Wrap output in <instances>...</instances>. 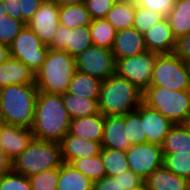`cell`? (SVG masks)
Segmentation results:
<instances>
[{"mask_svg":"<svg viewBox=\"0 0 190 190\" xmlns=\"http://www.w3.org/2000/svg\"><path fill=\"white\" fill-rule=\"evenodd\" d=\"M70 122L61 94L38 91L31 128L35 138L60 143L69 131Z\"/></svg>","mask_w":190,"mask_h":190,"instance_id":"cell-1","label":"cell"},{"mask_svg":"<svg viewBox=\"0 0 190 190\" xmlns=\"http://www.w3.org/2000/svg\"><path fill=\"white\" fill-rule=\"evenodd\" d=\"M37 93L36 84L8 85L0 88L2 122L31 129Z\"/></svg>","mask_w":190,"mask_h":190,"instance_id":"cell-2","label":"cell"},{"mask_svg":"<svg viewBox=\"0 0 190 190\" xmlns=\"http://www.w3.org/2000/svg\"><path fill=\"white\" fill-rule=\"evenodd\" d=\"M143 92L127 79L110 76L102 81L98 104L103 116H121L132 112L142 103Z\"/></svg>","mask_w":190,"mask_h":190,"instance_id":"cell-3","label":"cell"},{"mask_svg":"<svg viewBox=\"0 0 190 190\" xmlns=\"http://www.w3.org/2000/svg\"><path fill=\"white\" fill-rule=\"evenodd\" d=\"M76 71L75 58L64 50L48 49L42 67L35 73L39 92L64 94Z\"/></svg>","mask_w":190,"mask_h":190,"instance_id":"cell-4","label":"cell"},{"mask_svg":"<svg viewBox=\"0 0 190 190\" xmlns=\"http://www.w3.org/2000/svg\"><path fill=\"white\" fill-rule=\"evenodd\" d=\"M62 164L61 144L35 137L28 147L12 161L13 172L27 177L59 168Z\"/></svg>","mask_w":190,"mask_h":190,"instance_id":"cell-5","label":"cell"},{"mask_svg":"<svg viewBox=\"0 0 190 190\" xmlns=\"http://www.w3.org/2000/svg\"><path fill=\"white\" fill-rule=\"evenodd\" d=\"M142 102L173 124H184L190 118V90L171 91L160 86H150L143 92Z\"/></svg>","mask_w":190,"mask_h":190,"instance_id":"cell-6","label":"cell"},{"mask_svg":"<svg viewBox=\"0 0 190 190\" xmlns=\"http://www.w3.org/2000/svg\"><path fill=\"white\" fill-rule=\"evenodd\" d=\"M150 86L169 90H190V67L171 54H159L156 58Z\"/></svg>","mask_w":190,"mask_h":190,"instance_id":"cell-7","label":"cell"},{"mask_svg":"<svg viewBox=\"0 0 190 190\" xmlns=\"http://www.w3.org/2000/svg\"><path fill=\"white\" fill-rule=\"evenodd\" d=\"M159 54L146 51L139 55L116 60L115 74L127 79L140 91L150 87L153 68Z\"/></svg>","mask_w":190,"mask_h":190,"instance_id":"cell-8","label":"cell"},{"mask_svg":"<svg viewBox=\"0 0 190 190\" xmlns=\"http://www.w3.org/2000/svg\"><path fill=\"white\" fill-rule=\"evenodd\" d=\"M9 48L10 57L22 61L36 73L42 67L49 46L43 44L39 37L25 25Z\"/></svg>","mask_w":190,"mask_h":190,"instance_id":"cell-9","label":"cell"},{"mask_svg":"<svg viewBox=\"0 0 190 190\" xmlns=\"http://www.w3.org/2000/svg\"><path fill=\"white\" fill-rule=\"evenodd\" d=\"M76 70L101 81L115 74L116 61L111 50L90 46L75 57Z\"/></svg>","mask_w":190,"mask_h":190,"instance_id":"cell-10","label":"cell"},{"mask_svg":"<svg viewBox=\"0 0 190 190\" xmlns=\"http://www.w3.org/2000/svg\"><path fill=\"white\" fill-rule=\"evenodd\" d=\"M126 157L129 170L143 180L163 165L162 146L149 142L131 145L126 150Z\"/></svg>","mask_w":190,"mask_h":190,"instance_id":"cell-11","label":"cell"},{"mask_svg":"<svg viewBox=\"0 0 190 190\" xmlns=\"http://www.w3.org/2000/svg\"><path fill=\"white\" fill-rule=\"evenodd\" d=\"M26 25L39 37L41 42L49 46L60 25L59 6L44 0Z\"/></svg>","mask_w":190,"mask_h":190,"instance_id":"cell-12","label":"cell"},{"mask_svg":"<svg viewBox=\"0 0 190 190\" xmlns=\"http://www.w3.org/2000/svg\"><path fill=\"white\" fill-rule=\"evenodd\" d=\"M92 45L89 25L68 29L60 24L49 48L53 50H64L75 58Z\"/></svg>","mask_w":190,"mask_h":190,"instance_id":"cell-13","label":"cell"},{"mask_svg":"<svg viewBox=\"0 0 190 190\" xmlns=\"http://www.w3.org/2000/svg\"><path fill=\"white\" fill-rule=\"evenodd\" d=\"M33 138V132L30 128L4 122L0 125V149L12 161L28 147Z\"/></svg>","mask_w":190,"mask_h":190,"instance_id":"cell-14","label":"cell"},{"mask_svg":"<svg viewBox=\"0 0 190 190\" xmlns=\"http://www.w3.org/2000/svg\"><path fill=\"white\" fill-rule=\"evenodd\" d=\"M141 121L147 142L162 145L173 123L160 112L141 103Z\"/></svg>","mask_w":190,"mask_h":190,"instance_id":"cell-15","label":"cell"},{"mask_svg":"<svg viewBox=\"0 0 190 190\" xmlns=\"http://www.w3.org/2000/svg\"><path fill=\"white\" fill-rule=\"evenodd\" d=\"M111 51L115 61L144 53L147 51L144 35L134 27L117 31Z\"/></svg>","mask_w":190,"mask_h":190,"instance_id":"cell-16","label":"cell"},{"mask_svg":"<svg viewBox=\"0 0 190 190\" xmlns=\"http://www.w3.org/2000/svg\"><path fill=\"white\" fill-rule=\"evenodd\" d=\"M143 35L147 51L158 54L173 53L176 37L166 17L149 28Z\"/></svg>","mask_w":190,"mask_h":190,"instance_id":"cell-17","label":"cell"},{"mask_svg":"<svg viewBox=\"0 0 190 190\" xmlns=\"http://www.w3.org/2000/svg\"><path fill=\"white\" fill-rule=\"evenodd\" d=\"M61 144L63 163H70L73 159L98 156L101 151V143L85 140L81 137L67 133Z\"/></svg>","mask_w":190,"mask_h":190,"instance_id":"cell-18","label":"cell"},{"mask_svg":"<svg viewBox=\"0 0 190 190\" xmlns=\"http://www.w3.org/2000/svg\"><path fill=\"white\" fill-rule=\"evenodd\" d=\"M101 147L123 151L131 147L125 132L124 115L105 116Z\"/></svg>","mask_w":190,"mask_h":190,"instance_id":"cell-19","label":"cell"},{"mask_svg":"<svg viewBox=\"0 0 190 190\" xmlns=\"http://www.w3.org/2000/svg\"><path fill=\"white\" fill-rule=\"evenodd\" d=\"M22 84H35V73L32 70L13 57L0 64V88Z\"/></svg>","mask_w":190,"mask_h":190,"instance_id":"cell-20","label":"cell"},{"mask_svg":"<svg viewBox=\"0 0 190 190\" xmlns=\"http://www.w3.org/2000/svg\"><path fill=\"white\" fill-rule=\"evenodd\" d=\"M105 116L101 113L71 119L68 133L85 140L100 142L103 137Z\"/></svg>","mask_w":190,"mask_h":190,"instance_id":"cell-21","label":"cell"},{"mask_svg":"<svg viewBox=\"0 0 190 190\" xmlns=\"http://www.w3.org/2000/svg\"><path fill=\"white\" fill-rule=\"evenodd\" d=\"M148 190H190V181L180 177L164 165L154 170L145 180Z\"/></svg>","mask_w":190,"mask_h":190,"instance_id":"cell-22","label":"cell"},{"mask_svg":"<svg viewBox=\"0 0 190 190\" xmlns=\"http://www.w3.org/2000/svg\"><path fill=\"white\" fill-rule=\"evenodd\" d=\"M161 146L163 154L190 155V131L186 124H173Z\"/></svg>","mask_w":190,"mask_h":190,"instance_id":"cell-23","label":"cell"},{"mask_svg":"<svg viewBox=\"0 0 190 190\" xmlns=\"http://www.w3.org/2000/svg\"><path fill=\"white\" fill-rule=\"evenodd\" d=\"M134 18V0H117L105 17L116 31L133 27Z\"/></svg>","mask_w":190,"mask_h":190,"instance_id":"cell-24","label":"cell"},{"mask_svg":"<svg viewBox=\"0 0 190 190\" xmlns=\"http://www.w3.org/2000/svg\"><path fill=\"white\" fill-rule=\"evenodd\" d=\"M101 84V80L76 70L67 93L88 99H99Z\"/></svg>","mask_w":190,"mask_h":190,"instance_id":"cell-25","label":"cell"},{"mask_svg":"<svg viewBox=\"0 0 190 190\" xmlns=\"http://www.w3.org/2000/svg\"><path fill=\"white\" fill-rule=\"evenodd\" d=\"M57 186V190H93V181L70 164L63 163L59 167Z\"/></svg>","mask_w":190,"mask_h":190,"instance_id":"cell-26","label":"cell"},{"mask_svg":"<svg viewBox=\"0 0 190 190\" xmlns=\"http://www.w3.org/2000/svg\"><path fill=\"white\" fill-rule=\"evenodd\" d=\"M64 106L71 119L99 114L98 99H88L69 93L62 94Z\"/></svg>","mask_w":190,"mask_h":190,"instance_id":"cell-27","label":"cell"},{"mask_svg":"<svg viewBox=\"0 0 190 190\" xmlns=\"http://www.w3.org/2000/svg\"><path fill=\"white\" fill-rule=\"evenodd\" d=\"M177 38L190 32V0H176L172 10L166 17Z\"/></svg>","mask_w":190,"mask_h":190,"instance_id":"cell-28","label":"cell"},{"mask_svg":"<svg viewBox=\"0 0 190 190\" xmlns=\"http://www.w3.org/2000/svg\"><path fill=\"white\" fill-rule=\"evenodd\" d=\"M59 21L68 29H74L78 26L90 25L92 18L85 4L81 3L59 7Z\"/></svg>","mask_w":190,"mask_h":190,"instance_id":"cell-29","label":"cell"},{"mask_svg":"<svg viewBox=\"0 0 190 190\" xmlns=\"http://www.w3.org/2000/svg\"><path fill=\"white\" fill-rule=\"evenodd\" d=\"M89 29L94 46L111 50L117 31L105 18L92 20Z\"/></svg>","mask_w":190,"mask_h":190,"instance_id":"cell-30","label":"cell"},{"mask_svg":"<svg viewBox=\"0 0 190 190\" xmlns=\"http://www.w3.org/2000/svg\"><path fill=\"white\" fill-rule=\"evenodd\" d=\"M100 155L106 170V176L115 177L123 171L129 170L126 151L101 148Z\"/></svg>","mask_w":190,"mask_h":190,"instance_id":"cell-31","label":"cell"},{"mask_svg":"<svg viewBox=\"0 0 190 190\" xmlns=\"http://www.w3.org/2000/svg\"><path fill=\"white\" fill-rule=\"evenodd\" d=\"M69 164L93 182L106 176V170L100 154L98 156L73 159Z\"/></svg>","mask_w":190,"mask_h":190,"instance_id":"cell-32","label":"cell"},{"mask_svg":"<svg viewBox=\"0 0 190 190\" xmlns=\"http://www.w3.org/2000/svg\"><path fill=\"white\" fill-rule=\"evenodd\" d=\"M125 132L131 145L146 143V133L141 121V104L132 112L124 115Z\"/></svg>","mask_w":190,"mask_h":190,"instance_id":"cell-33","label":"cell"},{"mask_svg":"<svg viewBox=\"0 0 190 190\" xmlns=\"http://www.w3.org/2000/svg\"><path fill=\"white\" fill-rule=\"evenodd\" d=\"M32 190H57L59 168L49 169L28 177Z\"/></svg>","mask_w":190,"mask_h":190,"instance_id":"cell-34","label":"cell"},{"mask_svg":"<svg viewBox=\"0 0 190 190\" xmlns=\"http://www.w3.org/2000/svg\"><path fill=\"white\" fill-rule=\"evenodd\" d=\"M163 165L174 174L190 181V155L163 154Z\"/></svg>","mask_w":190,"mask_h":190,"instance_id":"cell-35","label":"cell"},{"mask_svg":"<svg viewBox=\"0 0 190 190\" xmlns=\"http://www.w3.org/2000/svg\"><path fill=\"white\" fill-rule=\"evenodd\" d=\"M26 24L5 15L0 18V43L10 46Z\"/></svg>","mask_w":190,"mask_h":190,"instance_id":"cell-36","label":"cell"},{"mask_svg":"<svg viewBox=\"0 0 190 190\" xmlns=\"http://www.w3.org/2000/svg\"><path fill=\"white\" fill-rule=\"evenodd\" d=\"M165 17L155 11L135 4V18L133 27L144 34L153 25L159 23Z\"/></svg>","mask_w":190,"mask_h":190,"instance_id":"cell-37","label":"cell"},{"mask_svg":"<svg viewBox=\"0 0 190 190\" xmlns=\"http://www.w3.org/2000/svg\"><path fill=\"white\" fill-rule=\"evenodd\" d=\"M0 190H32L27 176L10 172L1 176Z\"/></svg>","mask_w":190,"mask_h":190,"instance_id":"cell-38","label":"cell"},{"mask_svg":"<svg viewBox=\"0 0 190 190\" xmlns=\"http://www.w3.org/2000/svg\"><path fill=\"white\" fill-rule=\"evenodd\" d=\"M117 0H86L85 6L92 20L105 18Z\"/></svg>","mask_w":190,"mask_h":190,"instance_id":"cell-39","label":"cell"},{"mask_svg":"<svg viewBox=\"0 0 190 190\" xmlns=\"http://www.w3.org/2000/svg\"><path fill=\"white\" fill-rule=\"evenodd\" d=\"M135 4L167 17L176 0H134Z\"/></svg>","mask_w":190,"mask_h":190,"instance_id":"cell-40","label":"cell"},{"mask_svg":"<svg viewBox=\"0 0 190 190\" xmlns=\"http://www.w3.org/2000/svg\"><path fill=\"white\" fill-rule=\"evenodd\" d=\"M173 54L185 63L190 62V32L176 38Z\"/></svg>","mask_w":190,"mask_h":190,"instance_id":"cell-41","label":"cell"},{"mask_svg":"<svg viewBox=\"0 0 190 190\" xmlns=\"http://www.w3.org/2000/svg\"><path fill=\"white\" fill-rule=\"evenodd\" d=\"M114 178H118L123 190L133 189L144 181L131 170L123 171L121 174L116 175Z\"/></svg>","mask_w":190,"mask_h":190,"instance_id":"cell-42","label":"cell"},{"mask_svg":"<svg viewBox=\"0 0 190 190\" xmlns=\"http://www.w3.org/2000/svg\"><path fill=\"white\" fill-rule=\"evenodd\" d=\"M44 0H19L22 21L26 24L38 10Z\"/></svg>","mask_w":190,"mask_h":190,"instance_id":"cell-43","label":"cell"},{"mask_svg":"<svg viewBox=\"0 0 190 190\" xmlns=\"http://www.w3.org/2000/svg\"><path fill=\"white\" fill-rule=\"evenodd\" d=\"M93 190H123L118 178L105 176L93 182Z\"/></svg>","mask_w":190,"mask_h":190,"instance_id":"cell-44","label":"cell"},{"mask_svg":"<svg viewBox=\"0 0 190 190\" xmlns=\"http://www.w3.org/2000/svg\"><path fill=\"white\" fill-rule=\"evenodd\" d=\"M3 4L6 10V14L14 19L22 20V14L20 13L19 0H3Z\"/></svg>","mask_w":190,"mask_h":190,"instance_id":"cell-45","label":"cell"},{"mask_svg":"<svg viewBox=\"0 0 190 190\" xmlns=\"http://www.w3.org/2000/svg\"><path fill=\"white\" fill-rule=\"evenodd\" d=\"M12 171V160L0 149V177Z\"/></svg>","mask_w":190,"mask_h":190,"instance_id":"cell-46","label":"cell"},{"mask_svg":"<svg viewBox=\"0 0 190 190\" xmlns=\"http://www.w3.org/2000/svg\"><path fill=\"white\" fill-rule=\"evenodd\" d=\"M10 58V48L8 45L0 43V64Z\"/></svg>","mask_w":190,"mask_h":190,"instance_id":"cell-47","label":"cell"},{"mask_svg":"<svg viewBox=\"0 0 190 190\" xmlns=\"http://www.w3.org/2000/svg\"><path fill=\"white\" fill-rule=\"evenodd\" d=\"M53 3H55L57 6H65V5H71V4H81L85 3L86 0H48Z\"/></svg>","mask_w":190,"mask_h":190,"instance_id":"cell-48","label":"cell"},{"mask_svg":"<svg viewBox=\"0 0 190 190\" xmlns=\"http://www.w3.org/2000/svg\"><path fill=\"white\" fill-rule=\"evenodd\" d=\"M6 14V10L3 4V0H0V18L4 17Z\"/></svg>","mask_w":190,"mask_h":190,"instance_id":"cell-49","label":"cell"},{"mask_svg":"<svg viewBox=\"0 0 190 190\" xmlns=\"http://www.w3.org/2000/svg\"><path fill=\"white\" fill-rule=\"evenodd\" d=\"M130 190H148V187H147L145 181H143L139 186H137L133 189H130Z\"/></svg>","mask_w":190,"mask_h":190,"instance_id":"cell-50","label":"cell"},{"mask_svg":"<svg viewBox=\"0 0 190 190\" xmlns=\"http://www.w3.org/2000/svg\"><path fill=\"white\" fill-rule=\"evenodd\" d=\"M185 124H186L187 128L190 131V118L185 122Z\"/></svg>","mask_w":190,"mask_h":190,"instance_id":"cell-51","label":"cell"}]
</instances>
